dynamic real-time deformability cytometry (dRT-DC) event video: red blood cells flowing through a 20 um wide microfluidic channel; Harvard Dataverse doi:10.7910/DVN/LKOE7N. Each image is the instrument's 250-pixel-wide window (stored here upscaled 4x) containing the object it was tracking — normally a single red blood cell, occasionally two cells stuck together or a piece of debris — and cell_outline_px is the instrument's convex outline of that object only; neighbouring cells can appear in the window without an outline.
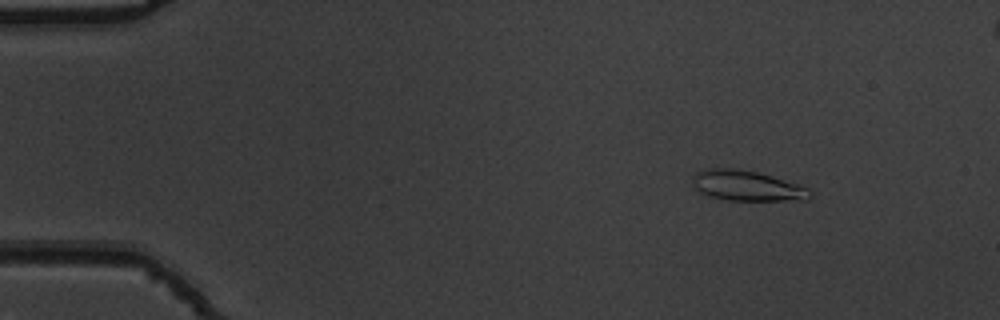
{"species": "common noctule bat (a hibernating species)", "species_latin": "Nyctalus noctula", "temperature_condition": "warm", "stored_images_in_passage": 49, "camera_frame_rate_fps": 3000, "um_per_image_px": 0.085, "animal": {"sex": "male", "body_mass_g": 19.5, "forearm_length_mm": 54.6}, "frame": {"image": 1, "passage_image": 2, "time_ms": 0.333, "image_size_px": [1000, 320], "cell_outline_px": [[812, 196], [808, 200], [728, 200], [708, 196], [700, 192], [692, 184], [692, 176], [696, 172], [708, 168], [732, 168], [756, 172], [772, 176], [808, 188], [812, 192]], "centroid_in_image_um": [63.47, 15.79], "position_along_channel_um": 21.5, "area_um2": 20.69}}
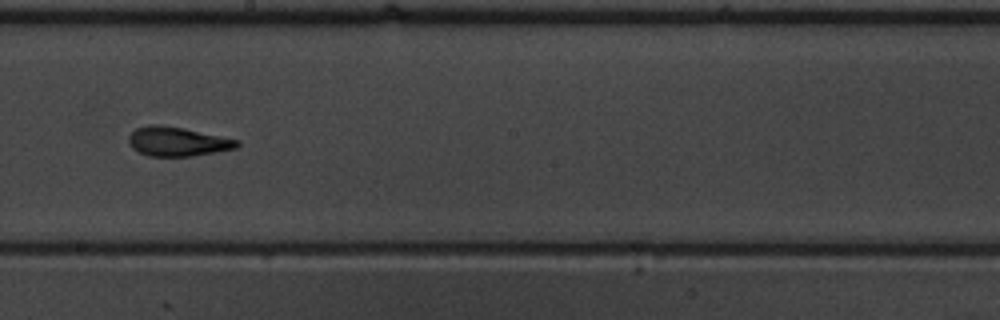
{"frame": {"image": 2, "passage_image": 26, "time_ms": 8.333, "image_size_px": [1000, 320], "cell_outline_px": [[240, 144], [236, 148], [188, 156], [148, 156], [132, 148], [128, 144], [128, 136], [136, 128], [148, 124], [160, 124], [184, 128], [240, 140]], "centroid_in_image_um": [15.04, 12.01], "position_along_channel_um": 233.2, "area_um2": 18.44}}
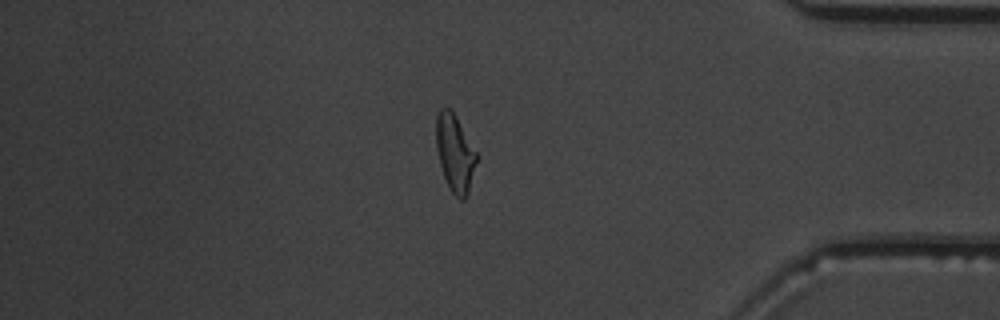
{"frame": {"image": 3, "passage_image": 41, "time_ms": 13.333, "image_size_px": [1000, 320], "cell_outline_px": [[476, 160], [468, 192], [464, 200], [460, 200], [452, 192], [444, 176], [440, 164], [436, 148], [436, 116], [440, 108], [444, 104], [452, 108], [476, 152]], "centroid_in_image_um": [38.64, 12.93], "position_along_channel_um": 396.6, "area_um2": 18.03}}